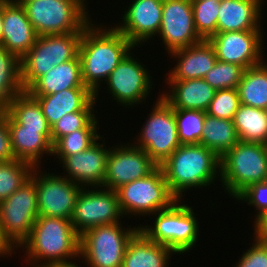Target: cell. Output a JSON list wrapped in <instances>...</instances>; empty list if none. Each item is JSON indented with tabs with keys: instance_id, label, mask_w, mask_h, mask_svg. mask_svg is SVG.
Returning <instances> with one entry per match:
<instances>
[{
	"instance_id": "1",
	"label": "cell",
	"mask_w": 267,
	"mask_h": 267,
	"mask_svg": "<svg viewBox=\"0 0 267 267\" xmlns=\"http://www.w3.org/2000/svg\"><path fill=\"white\" fill-rule=\"evenodd\" d=\"M135 46L115 27L96 25L91 21L83 30L79 59L83 83L97 101L101 82L119 65ZM100 87V88H99Z\"/></svg>"
},
{
	"instance_id": "2",
	"label": "cell",
	"mask_w": 267,
	"mask_h": 267,
	"mask_svg": "<svg viewBox=\"0 0 267 267\" xmlns=\"http://www.w3.org/2000/svg\"><path fill=\"white\" fill-rule=\"evenodd\" d=\"M20 247L25 249V260L31 267L69 263L77 257L80 261V235L70 219L38 216L30 236Z\"/></svg>"
},
{
	"instance_id": "3",
	"label": "cell",
	"mask_w": 267,
	"mask_h": 267,
	"mask_svg": "<svg viewBox=\"0 0 267 267\" xmlns=\"http://www.w3.org/2000/svg\"><path fill=\"white\" fill-rule=\"evenodd\" d=\"M160 168L178 200L190 189H203L220 180V157L201 144L180 145Z\"/></svg>"
},
{
	"instance_id": "4",
	"label": "cell",
	"mask_w": 267,
	"mask_h": 267,
	"mask_svg": "<svg viewBox=\"0 0 267 267\" xmlns=\"http://www.w3.org/2000/svg\"><path fill=\"white\" fill-rule=\"evenodd\" d=\"M18 1L38 36L83 32L94 21L89 16L87 0Z\"/></svg>"
},
{
	"instance_id": "5",
	"label": "cell",
	"mask_w": 267,
	"mask_h": 267,
	"mask_svg": "<svg viewBox=\"0 0 267 267\" xmlns=\"http://www.w3.org/2000/svg\"><path fill=\"white\" fill-rule=\"evenodd\" d=\"M267 181V148L240 141L220 158L222 188L234 199L248 186Z\"/></svg>"
},
{
	"instance_id": "6",
	"label": "cell",
	"mask_w": 267,
	"mask_h": 267,
	"mask_svg": "<svg viewBox=\"0 0 267 267\" xmlns=\"http://www.w3.org/2000/svg\"><path fill=\"white\" fill-rule=\"evenodd\" d=\"M182 201L177 200L170 208L152 214L155 216L152 225L139 226L150 240L165 245L176 255L190 252L200 234L197 215L192 206Z\"/></svg>"
},
{
	"instance_id": "7",
	"label": "cell",
	"mask_w": 267,
	"mask_h": 267,
	"mask_svg": "<svg viewBox=\"0 0 267 267\" xmlns=\"http://www.w3.org/2000/svg\"><path fill=\"white\" fill-rule=\"evenodd\" d=\"M83 32L38 36L21 59V83L26 91L54 66L76 58Z\"/></svg>"
},
{
	"instance_id": "8",
	"label": "cell",
	"mask_w": 267,
	"mask_h": 267,
	"mask_svg": "<svg viewBox=\"0 0 267 267\" xmlns=\"http://www.w3.org/2000/svg\"><path fill=\"white\" fill-rule=\"evenodd\" d=\"M121 222L104 224L88 229L80 235V259L87 267H122L124 253L129 240L139 230V226Z\"/></svg>"
},
{
	"instance_id": "9",
	"label": "cell",
	"mask_w": 267,
	"mask_h": 267,
	"mask_svg": "<svg viewBox=\"0 0 267 267\" xmlns=\"http://www.w3.org/2000/svg\"><path fill=\"white\" fill-rule=\"evenodd\" d=\"M116 192L124 217L132 214L151 218L150 215L170 208L178 200L171 193L160 166L146 177L121 186Z\"/></svg>"
},
{
	"instance_id": "10",
	"label": "cell",
	"mask_w": 267,
	"mask_h": 267,
	"mask_svg": "<svg viewBox=\"0 0 267 267\" xmlns=\"http://www.w3.org/2000/svg\"><path fill=\"white\" fill-rule=\"evenodd\" d=\"M141 132L132 143L143 149L159 166L181 145L178 139L174 109L158 96ZM137 142V143H136Z\"/></svg>"
},
{
	"instance_id": "11",
	"label": "cell",
	"mask_w": 267,
	"mask_h": 267,
	"mask_svg": "<svg viewBox=\"0 0 267 267\" xmlns=\"http://www.w3.org/2000/svg\"><path fill=\"white\" fill-rule=\"evenodd\" d=\"M38 216L34 167L30 178L10 197L0 202V223L4 235L19 248L30 236Z\"/></svg>"
},
{
	"instance_id": "12",
	"label": "cell",
	"mask_w": 267,
	"mask_h": 267,
	"mask_svg": "<svg viewBox=\"0 0 267 267\" xmlns=\"http://www.w3.org/2000/svg\"><path fill=\"white\" fill-rule=\"evenodd\" d=\"M122 218L124 216L121 213L115 190L103 187H83L76 199L71 223L76 232L82 235L90 228L115 224L121 222Z\"/></svg>"
},
{
	"instance_id": "13",
	"label": "cell",
	"mask_w": 267,
	"mask_h": 267,
	"mask_svg": "<svg viewBox=\"0 0 267 267\" xmlns=\"http://www.w3.org/2000/svg\"><path fill=\"white\" fill-rule=\"evenodd\" d=\"M132 53L134 54L130 51L103 82L111 97L120 106H125V109L145 102L153 85L150 71Z\"/></svg>"
},
{
	"instance_id": "14",
	"label": "cell",
	"mask_w": 267,
	"mask_h": 267,
	"mask_svg": "<svg viewBox=\"0 0 267 267\" xmlns=\"http://www.w3.org/2000/svg\"><path fill=\"white\" fill-rule=\"evenodd\" d=\"M35 184L38 215L71 220L83 187L59 174L43 172L39 167H35Z\"/></svg>"
},
{
	"instance_id": "15",
	"label": "cell",
	"mask_w": 267,
	"mask_h": 267,
	"mask_svg": "<svg viewBox=\"0 0 267 267\" xmlns=\"http://www.w3.org/2000/svg\"><path fill=\"white\" fill-rule=\"evenodd\" d=\"M159 165L141 148L119 143L110 148L102 187L117 190L134 180L146 177Z\"/></svg>"
},
{
	"instance_id": "16",
	"label": "cell",
	"mask_w": 267,
	"mask_h": 267,
	"mask_svg": "<svg viewBox=\"0 0 267 267\" xmlns=\"http://www.w3.org/2000/svg\"><path fill=\"white\" fill-rule=\"evenodd\" d=\"M157 35L168 54L203 41L194 25L191 0H163L162 21Z\"/></svg>"
},
{
	"instance_id": "17",
	"label": "cell",
	"mask_w": 267,
	"mask_h": 267,
	"mask_svg": "<svg viewBox=\"0 0 267 267\" xmlns=\"http://www.w3.org/2000/svg\"><path fill=\"white\" fill-rule=\"evenodd\" d=\"M263 39L262 31H229L216 33L208 41L217 60L247 69L264 61Z\"/></svg>"
},
{
	"instance_id": "18",
	"label": "cell",
	"mask_w": 267,
	"mask_h": 267,
	"mask_svg": "<svg viewBox=\"0 0 267 267\" xmlns=\"http://www.w3.org/2000/svg\"><path fill=\"white\" fill-rule=\"evenodd\" d=\"M116 28L134 45L154 39L160 30L163 0H132Z\"/></svg>"
},
{
	"instance_id": "19",
	"label": "cell",
	"mask_w": 267,
	"mask_h": 267,
	"mask_svg": "<svg viewBox=\"0 0 267 267\" xmlns=\"http://www.w3.org/2000/svg\"><path fill=\"white\" fill-rule=\"evenodd\" d=\"M100 137L94 144L81 153L67 157H56L66 172L67 179L82 187H102L106 173L107 158L110 149ZM99 141V142H98Z\"/></svg>"
},
{
	"instance_id": "20",
	"label": "cell",
	"mask_w": 267,
	"mask_h": 267,
	"mask_svg": "<svg viewBox=\"0 0 267 267\" xmlns=\"http://www.w3.org/2000/svg\"><path fill=\"white\" fill-rule=\"evenodd\" d=\"M38 34L18 0H3V32L0 46L20 59L34 46Z\"/></svg>"
},
{
	"instance_id": "21",
	"label": "cell",
	"mask_w": 267,
	"mask_h": 267,
	"mask_svg": "<svg viewBox=\"0 0 267 267\" xmlns=\"http://www.w3.org/2000/svg\"><path fill=\"white\" fill-rule=\"evenodd\" d=\"M11 149L15 159L40 167L46 154L52 156L51 129H32L18 124L8 114Z\"/></svg>"
},
{
	"instance_id": "22",
	"label": "cell",
	"mask_w": 267,
	"mask_h": 267,
	"mask_svg": "<svg viewBox=\"0 0 267 267\" xmlns=\"http://www.w3.org/2000/svg\"><path fill=\"white\" fill-rule=\"evenodd\" d=\"M176 65L166 73V80H189L204 78L206 73L213 68L217 57L213 46L208 40H203L195 45L175 50L168 54Z\"/></svg>"
},
{
	"instance_id": "23",
	"label": "cell",
	"mask_w": 267,
	"mask_h": 267,
	"mask_svg": "<svg viewBox=\"0 0 267 267\" xmlns=\"http://www.w3.org/2000/svg\"><path fill=\"white\" fill-rule=\"evenodd\" d=\"M31 96L37 99L50 127L65 114L95 111L94 106H98L89 88H69L51 95Z\"/></svg>"
},
{
	"instance_id": "24",
	"label": "cell",
	"mask_w": 267,
	"mask_h": 267,
	"mask_svg": "<svg viewBox=\"0 0 267 267\" xmlns=\"http://www.w3.org/2000/svg\"><path fill=\"white\" fill-rule=\"evenodd\" d=\"M263 0H222L217 20V33L261 31Z\"/></svg>"
},
{
	"instance_id": "25",
	"label": "cell",
	"mask_w": 267,
	"mask_h": 267,
	"mask_svg": "<svg viewBox=\"0 0 267 267\" xmlns=\"http://www.w3.org/2000/svg\"><path fill=\"white\" fill-rule=\"evenodd\" d=\"M170 87L160 95L173 109L207 111L215 89L203 78L189 80H165Z\"/></svg>"
},
{
	"instance_id": "26",
	"label": "cell",
	"mask_w": 267,
	"mask_h": 267,
	"mask_svg": "<svg viewBox=\"0 0 267 267\" xmlns=\"http://www.w3.org/2000/svg\"><path fill=\"white\" fill-rule=\"evenodd\" d=\"M175 253L150 240L140 229L129 240L122 267H168Z\"/></svg>"
},
{
	"instance_id": "27",
	"label": "cell",
	"mask_w": 267,
	"mask_h": 267,
	"mask_svg": "<svg viewBox=\"0 0 267 267\" xmlns=\"http://www.w3.org/2000/svg\"><path fill=\"white\" fill-rule=\"evenodd\" d=\"M69 88H88L82 80L79 56L54 66L39 77L26 91L30 95H51Z\"/></svg>"
},
{
	"instance_id": "28",
	"label": "cell",
	"mask_w": 267,
	"mask_h": 267,
	"mask_svg": "<svg viewBox=\"0 0 267 267\" xmlns=\"http://www.w3.org/2000/svg\"><path fill=\"white\" fill-rule=\"evenodd\" d=\"M239 142L233 120L220 119L206 114L199 144L209 148L221 158Z\"/></svg>"
},
{
	"instance_id": "29",
	"label": "cell",
	"mask_w": 267,
	"mask_h": 267,
	"mask_svg": "<svg viewBox=\"0 0 267 267\" xmlns=\"http://www.w3.org/2000/svg\"><path fill=\"white\" fill-rule=\"evenodd\" d=\"M240 104L263 109L267 107V63L245 69L238 84Z\"/></svg>"
},
{
	"instance_id": "30",
	"label": "cell",
	"mask_w": 267,
	"mask_h": 267,
	"mask_svg": "<svg viewBox=\"0 0 267 267\" xmlns=\"http://www.w3.org/2000/svg\"><path fill=\"white\" fill-rule=\"evenodd\" d=\"M233 122L240 141L266 144L267 114L265 110L240 104Z\"/></svg>"
},
{
	"instance_id": "31",
	"label": "cell",
	"mask_w": 267,
	"mask_h": 267,
	"mask_svg": "<svg viewBox=\"0 0 267 267\" xmlns=\"http://www.w3.org/2000/svg\"><path fill=\"white\" fill-rule=\"evenodd\" d=\"M24 88L21 83V59L0 46V109H4Z\"/></svg>"
},
{
	"instance_id": "32",
	"label": "cell",
	"mask_w": 267,
	"mask_h": 267,
	"mask_svg": "<svg viewBox=\"0 0 267 267\" xmlns=\"http://www.w3.org/2000/svg\"><path fill=\"white\" fill-rule=\"evenodd\" d=\"M4 110L26 128L51 129L37 99L27 91L17 95Z\"/></svg>"
},
{
	"instance_id": "33",
	"label": "cell",
	"mask_w": 267,
	"mask_h": 267,
	"mask_svg": "<svg viewBox=\"0 0 267 267\" xmlns=\"http://www.w3.org/2000/svg\"><path fill=\"white\" fill-rule=\"evenodd\" d=\"M97 115L83 128L59 138L52 145V156L67 157L81 153L100 137Z\"/></svg>"
},
{
	"instance_id": "34",
	"label": "cell",
	"mask_w": 267,
	"mask_h": 267,
	"mask_svg": "<svg viewBox=\"0 0 267 267\" xmlns=\"http://www.w3.org/2000/svg\"><path fill=\"white\" fill-rule=\"evenodd\" d=\"M34 167L21 160L0 161V202L10 197L32 173Z\"/></svg>"
},
{
	"instance_id": "35",
	"label": "cell",
	"mask_w": 267,
	"mask_h": 267,
	"mask_svg": "<svg viewBox=\"0 0 267 267\" xmlns=\"http://www.w3.org/2000/svg\"><path fill=\"white\" fill-rule=\"evenodd\" d=\"M206 114L205 111L199 110L174 109L181 145L199 144Z\"/></svg>"
},
{
	"instance_id": "36",
	"label": "cell",
	"mask_w": 267,
	"mask_h": 267,
	"mask_svg": "<svg viewBox=\"0 0 267 267\" xmlns=\"http://www.w3.org/2000/svg\"><path fill=\"white\" fill-rule=\"evenodd\" d=\"M194 25L198 35L208 40L217 33L220 3L215 0H191Z\"/></svg>"
},
{
	"instance_id": "37",
	"label": "cell",
	"mask_w": 267,
	"mask_h": 267,
	"mask_svg": "<svg viewBox=\"0 0 267 267\" xmlns=\"http://www.w3.org/2000/svg\"><path fill=\"white\" fill-rule=\"evenodd\" d=\"M245 68L217 60L212 69L204 76V80L216 91L221 89L238 88Z\"/></svg>"
},
{
	"instance_id": "38",
	"label": "cell",
	"mask_w": 267,
	"mask_h": 267,
	"mask_svg": "<svg viewBox=\"0 0 267 267\" xmlns=\"http://www.w3.org/2000/svg\"><path fill=\"white\" fill-rule=\"evenodd\" d=\"M240 106L237 88L215 91L206 113L212 117L233 120Z\"/></svg>"
},
{
	"instance_id": "39",
	"label": "cell",
	"mask_w": 267,
	"mask_h": 267,
	"mask_svg": "<svg viewBox=\"0 0 267 267\" xmlns=\"http://www.w3.org/2000/svg\"><path fill=\"white\" fill-rule=\"evenodd\" d=\"M97 111H77L63 115L52 127V145L61 137L83 129L96 115Z\"/></svg>"
},
{
	"instance_id": "40",
	"label": "cell",
	"mask_w": 267,
	"mask_h": 267,
	"mask_svg": "<svg viewBox=\"0 0 267 267\" xmlns=\"http://www.w3.org/2000/svg\"><path fill=\"white\" fill-rule=\"evenodd\" d=\"M236 201L246 202L256 208L255 224L263 215L267 213V181L254 183L242 191L236 198Z\"/></svg>"
},
{
	"instance_id": "41",
	"label": "cell",
	"mask_w": 267,
	"mask_h": 267,
	"mask_svg": "<svg viewBox=\"0 0 267 267\" xmlns=\"http://www.w3.org/2000/svg\"><path fill=\"white\" fill-rule=\"evenodd\" d=\"M252 247L243 251L234 267H267V242L253 235Z\"/></svg>"
},
{
	"instance_id": "42",
	"label": "cell",
	"mask_w": 267,
	"mask_h": 267,
	"mask_svg": "<svg viewBox=\"0 0 267 267\" xmlns=\"http://www.w3.org/2000/svg\"><path fill=\"white\" fill-rule=\"evenodd\" d=\"M13 160L15 157L11 149L8 113L4 109H0V161Z\"/></svg>"
},
{
	"instance_id": "43",
	"label": "cell",
	"mask_w": 267,
	"mask_h": 267,
	"mask_svg": "<svg viewBox=\"0 0 267 267\" xmlns=\"http://www.w3.org/2000/svg\"><path fill=\"white\" fill-rule=\"evenodd\" d=\"M253 232L259 240L267 242V213L254 224Z\"/></svg>"
},
{
	"instance_id": "44",
	"label": "cell",
	"mask_w": 267,
	"mask_h": 267,
	"mask_svg": "<svg viewBox=\"0 0 267 267\" xmlns=\"http://www.w3.org/2000/svg\"><path fill=\"white\" fill-rule=\"evenodd\" d=\"M18 248H16L4 235L1 223H0V256L5 258L7 256H12L13 252Z\"/></svg>"
},
{
	"instance_id": "45",
	"label": "cell",
	"mask_w": 267,
	"mask_h": 267,
	"mask_svg": "<svg viewBox=\"0 0 267 267\" xmlns=\"http://www.w3.org/2000/svg\"><path fill=\"white\" fill-rule=\"evenodd\" d=\"M45 267H81V266H79L78 263L76 264V261H72L69 263L51 264Z\"/></svg>"
},
{
	"instance_id": "46",
	"label": "cell",
	"mask_w": 267,
	"mask_h": 267,
	"mask_svg": "<svg viewBox=\"0 0 267 267\" xmlns=\"http://www.w3.org/2000/svg\"><path fill=\"white\" fill-rule=\"evenodd\" d=\"M3 32V0H0V43L2 40Z\"/></svg>"
}]
</instances>
